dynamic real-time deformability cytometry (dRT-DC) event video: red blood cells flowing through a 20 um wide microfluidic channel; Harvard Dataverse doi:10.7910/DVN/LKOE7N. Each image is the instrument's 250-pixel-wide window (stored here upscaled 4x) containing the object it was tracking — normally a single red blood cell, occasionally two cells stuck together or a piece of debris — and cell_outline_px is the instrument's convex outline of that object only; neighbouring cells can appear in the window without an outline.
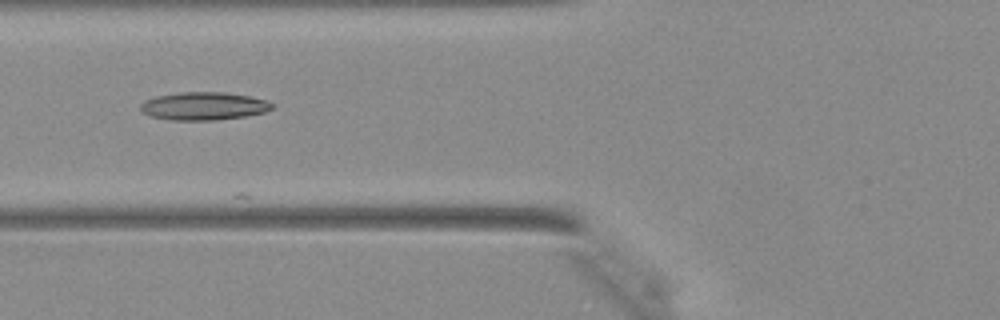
{"species": "Egyptian fruit bat (a non-hibernating species)", "species_latin": "Rousettus aegyptiacus", "temperature_condition": "warm", "stored_images_in_passage": 36, "camera_frame_rate_fps": 3000, "um_per_image_px": 0.085, "animal": {"sex": "female"}, "frame": {"image": 1, "passage_image": 10, "time_ms": 3.0, "image_size_px": [1000, 320], "cell_outline_px": [[272, 108], [264, 112], [244, 116], [212, 120], [172, 120], [152, 116], [144, 112], [140, 108], [140, 104], [144, 100], [156, 96], [180, 92], [220, 92], [248, 96], [268, 100], [272, 104]], "centroid_in_image_um": [17.29, 9.01], "position_along_channel_um": 108.5, "area_um2": 21.15}}
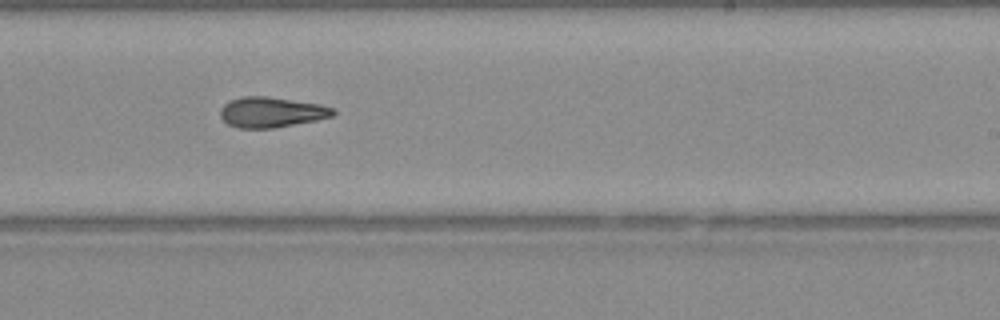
{"frame": {"image": 2, "passage_image": 20, "time_ms": 6.333, "image_size_px": [1000, 320], "cell_outline_px": [[336, 112], [332, 116], [316, 120], [272, 128], [236, 128], [228, 124], [220, 116], [220, 108], [228, 100], [244, 96], [268, 96], [320, 104], [332, 108]], "centroid_in_image_um": [23.03, 9.53], "position_along_channel_um": 266.0, "area_um2": 19.94}}
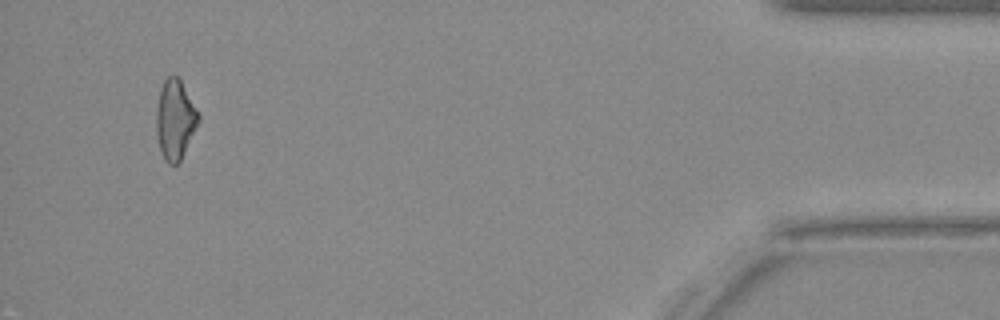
{"frame": {"image": 3, "passage_image": 34, "time_ms": 11.0, "image_size_px": [1000, 320], "cell_outline_px": [[200, 120], [180, 160], [176, 164], [168, 164], [164, 160], [160, 148], [156, 132], [156, 108], [160, 88], [164, 80], [168, 76], [176, 76], [180, 80], [200, 116]], "centroid_in_image_um": [14.86, 10.17], "position_along_channel_um": 420.3, "area_um2": 19.25}}